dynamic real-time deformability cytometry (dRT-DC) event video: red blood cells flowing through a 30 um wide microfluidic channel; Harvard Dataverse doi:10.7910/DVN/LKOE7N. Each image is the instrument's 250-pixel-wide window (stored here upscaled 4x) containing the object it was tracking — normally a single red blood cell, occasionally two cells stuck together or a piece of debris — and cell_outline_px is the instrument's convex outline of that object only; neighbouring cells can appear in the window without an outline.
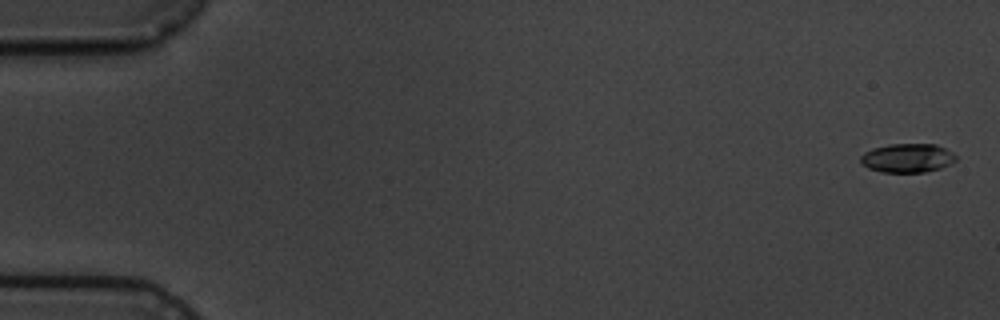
{"species": "common noctule bat (a hibernating species)", "species_latin": "Nyctalus noctula", "temperature_condition": "cold", "stored_images_in_passage": 8, "camera_frame_rate_fps": 3000, "um_per_image_px": 0.085, "animal": {"sex": "male", "body_mass_g": 19.5, "forearm_length_mm": 54.6}, "frame": {"image": 1, "passage_image": 1, "time_ms": 0.0, "image_size_px": [1000, 320], "cell_outline_px": [[956, 160], [940, 168], [924, 172], [880, 172], [868, 168], [860, 164], [860, 156], [864, 152], [872, 148], [888, 144], [936, 144], [952, 152], [956, 156]], "centroid_in_image_um": [77.08, 13.43], "position_along_channel_um": 7.9, "area_um2": 16.13}}
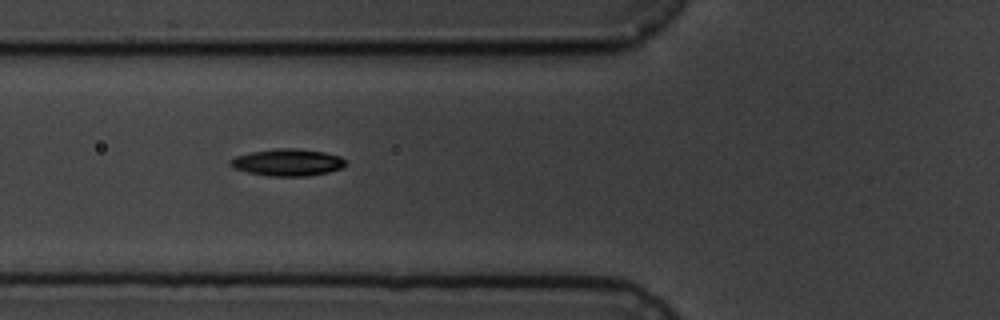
{"frame": {"image": 2, "passage_image": 7, "time_ms": 6.667, "image_size_px": [1000, 320], "cell_outline_px": [[348, 164], [344, 168], [328, 172], [308, 176], [268, 176], [248, 172], [236, 168], [228, 164], [228, 160], [236, 156], [252, 152], [280, 148], [296, 148], [324, 152], [340, 156]], "centroid_in_image_um": [24.48, 13.81], "position_along_channel_um": 101.3, "area_um2": 18.15}}
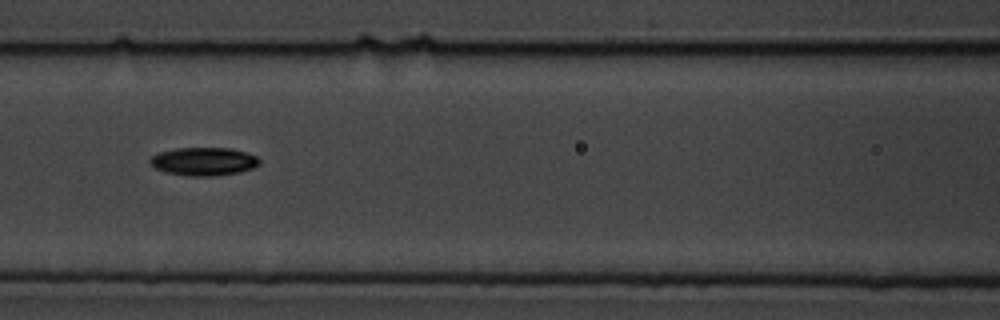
{"frame": {"image": 3, "passage_image": 8, "time_ms": 8.0, "image_size_px": [1000, 320], "cell_outline_px": [[260, 164], [252, 168], [240, 172], [216, 176], [188, 176], [168, 172], [156, 168], [148, 160], [152, 156], [160, 152], [176, 148], [228, 148], [244, 152], [256, 156], [260, 160]], "centroid_in_image_um": [17.33, 13.72], "position_along_channel_um": 149.3, "area_um2": 17.8}}